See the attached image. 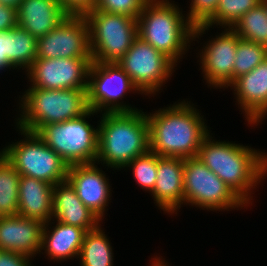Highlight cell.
<instances>
[{
	"label": "cell",
	"instance_id": "6da1fadb",
	"mask_svg": "<svg viewBox=\"0 0 267 266\" xmlns=\"http://www.w3.org/2000/svg\"><path fill=\"white\" fill-rule=\"evenodd\" d=\"M190 101L176 102L146 114L150 151L161 157H197L203 140L210 134L205 119Z\"/></svg>",
	"mask_w": 267,
	"mask_h": 266
},
{
	"label": "cell",
	"instance_id": "7a4b0ae2",
	"mask_svg": "<svg viewBox=\"0 0 267 266\" xmlns=\"http://www.w3.org/2000/svg\"><path fill=\"white\" fill-rule=\"evenodd\" d=\"M211 138L209 134L203 140L197 157L249 206L251 190L267 176V153Z\"/></svg>",
	"mask_w": 267,
	"mask_h": 266
},
{
	"label": "cell",
	"instance_id": "3957f363",
	"mask_svg": "<svg viewBox=\"0 0 267 266\" xmlns=\"http://www.w3.org/2000/svg\"><path fill=\"white\" fill-rule=\"evenodd\" d=\"M98 123V153L95 163L123 169L150 150L149 124L142 110L107 112Z\"/></svg>",
	"mask_w": 267,
	"mask_h": 266
},
{
	"label": "cell",
	"instance_id": "277c9868",
	"mask_svg": "<svg viewBox=\"0 0 267 266\" xmlns=\"http://www.w3.org/2000/svg\"><path fill=\"white\" fill-rule=\"evenodd\" d=\"M182 12L172 1L148 0L137 17L138 36L176 66L188 51L193 33V26Z\"/></svg>",
	"mask_w": 267,
	"mask_h": 266
},
{
	"label": "cell",
	"instance_id": "5b68a950",
	"mask_svg": "<svg viewBox=\"0 0 267 266\" xmlns=\"http://www.w3.org/2000/svg\"><path fill=\"white\" fill-rule=\"evenodd\" d=\"M16 120L17 127L37 132L42 126L62 123L85 114L87 89L46 90L29 87L22 97Z\"/></svg>",
	"mask_w": 267,
	"mask_h": 266
},
{
	"label": "cell",
	"instance_id": "8992f818",
	"mask_svg": "<svg viewBox=\"0 0 267 266\" xmlns=\"http://www.w3.org/2000/svg\"><path fill=\"white\" fill-rule=\"evenodd\" d=\"M92 61L118 63L138 37L137 19L98 9L85 12Z\"/></svg>",
	"mask_w": 267,
	"mask_h": 266
},
{
	"label": "cell",
	"instance_id": "52a82bcc",
	"mask_svg": "<svg viewBox=\"0 0 267 266\" xmlns=\"http://www.w3.org/2000/svg\"><path fill=\"white\" fill-rule=\"evenodd\" d=\"M17 128L24 139L12 142L0 152L19 174L46 181L53 186L66 181L68 163L35 132Z\"/></svg>",
	"mask_w": 267,
	"mask_h": 266
},
{
	"label": "cell",
	"instance_id": "ba28073f",
	"mask_svg": "<svg viewBox=\"0 0 267 266\" xmlns=\"http://www.w3.org/2000/svg\"><path fill=\"white\" fill-rule=\"evenodd\" d=\"M94 113L89 109L78 118L42 126L36 134L68 165L93 163L98 153V127L94 128L86 118Z\"/></svg>",
	"mask_w": 267,
	"mask_h": 266
},
{
	"label": "cell",
	"instance_id": "9c48e42d",
	"mask_svg": "<svg viewBox=\"0 0 267 266\" xmlns=\"http://www.w3.org/2000/svg\"><path fill=\"white\" fill-rule=\"evenodd\" d=\"M184 203L203 210L229 211L247 205L198 157L184 159Z\"/></svg>",
	"mask_w": 267,
	"mask_h": 266
},
{
	"label": "cell",
	"instance_id": "30bf717a",
	"mask_svg": "<svg viewBox=\"0 0 267 266\" xmlns=\"http://www.w3.org/2000/svg\"><path fill=\"white\" fill-rule=\"evenodd\" d=\"M132 91L143 94L118 63L91 62L88 72L87 105L96 114L102 111L107 113L140 110L119 102Z\"/></svg>",
	"mask_w": 267,
	"mask_h": 266
},
{
	"label": "cell",
	"instance_id": "8fae6325",
	"mask_svg": "<svg viewBox=\"0 0 267 266\" xmlns=\"http://www.w3.org/2000/svg\"><path fill=\"white\" fill-rule=\"evenodd\" d=\"M132 82L146 96L156 95L175 72V64L139 36L118 62Z\"/></svg>",
	"mask_w": 267,
	"mask_h": 266
},
{
	"label": "cell",
	"instance_id": "7c38bea8",
	"mask_svg": "<svg viewBox=\"0 0 267 266\" xmlns=\"http://www.w3.org/2000/svg\"><path fill=\"white\" fill-rule=\"evenodd\" d=\"M92 58L89 27L83 14H69L53 30L37 39V58Z\"/></svg>",
	"mask_w": 267,
	"mask_h": 266
},
{
	"label": "cell",
	"instance_id": "4fadbf2b",
	"mask_svg": "<svg viewBox=\"0 0 267 266\" xmlns=\"http://www.w3.org/2000/svg\"><path fill=\"white\" fill-rule=\"evenodd\" d=\"M92 58L38 59L25 70L30 87L46 90L87 89Z\"/></svg>",
	"mask_w": 267,
	"mask_h": 266
},
{
	"label": "cell",
	"instance_id": "5bb4252c",
	"mask_svg": "<svg viewBox=\"0 0 267 266\" xmlns=\"http://www.w3.org/2000/svg\"><path fill=\"white\" fill-rule=\"evenodd\" d=\"M222 33L207 41L200 50V63L204 79L210 87L228 88L233 82V66L239 35L225 27Z\"/></svg>",
	"mask_w": 267,
	"mask_h": 266
},
{
	"label": "cell",
	"instance_id": "9a60e30c",
	"mask_svg": "<svg viewBox=\"0 0 267 266\" xmlns=\"http://www.w3.org/2000/svg\"><path fill=\"white\" fill-rule=\"evenodd\" d=\"M105 172L93 163L72 164L68 167L67 180L75 188L83 204L101 221L111 197V186Z\"/></svg>",
	"mask_w": 267,
	"mask_h": 266
},
{
	"label": "cell",
	"instance_id": "2e32d148",
	"mask_svg": "<svg viewBox=\"0 0 267 266\" xmlns=\"http://www.w3.org/2000/svg\"><path fill=\"white\" fill-rule=\"evenodd\" d=\"M248 124L258 125L267 115V57L252 71L230 85Z\"/></svg>",
	"mask_w": 267,
	"mask_h": 266
},
{
	"label": "cell",
	"instance_id": "e0dca14e",
	"mask_svg": "<svg viewBox=\"0 0 267 266\" xmlns=\"http://www.w3.org/2000/svg\"><path fill=\"white\" fill-rule=\"evenodd\" d=\"M184 159L157 155V178L152 193L156 206L168 214H177L184 204Z\"/></svg>",
	"mask_w": 267,
	"mask_h": 266
},
{
	"label": "cell",
	"instance_id": "ac0fdd59",
	"mask_svg": "<svg viewBox=\"0 0 267 266\" xmlns=\"http://www.w3.org/2000/svg\"><path fill=\"white\" fill-rule=\"evenodd\" d=\"M43 226L40 220L19 215L0 216V250L36 257V254L42 252Z\"/></svg>",
	"mask_w": 267,
	"mask_h": 266
},
{
	"label": "cell",
	"instance_id": "d6986e66",
	"mask_svg": "<svg viewBox=\"0 0 267 266\" xmlns=\"http://www.w3.org/2000/svg\"><path fill=\"white\" fill-rule=\"evenodd\" d=\"M16 13L17 25L36 39L49 33L69 15L58 0H22Z\"/></svg>",
	"mask_w": 267,
	"mask_h": 266
},
{
	"label": "cell",
	"instance_id": "ffe728a7",
	"mask_svg": "<svg viewBox=\"0 0 267 266\" xmlns=\"http://www.w3.org/2000/svg\"><path fill=\"white\" fill-rule=\"evenodd\" d=\"M52 219L83 228L95 229L101 220L78 197L75 188L66 180L53 189Z\"/></svg>",
	"mask_w": 267,
	"mask_h": 266
},
{
	"label": "cell",
	"instance_id": "44dd1931",
	"mask_svg": "<svg viewBox=\"0 0 267 266\" xmlns=\"http://www.w3.org/2000/svg\"><path fill=\"white\" fill-rule=\"evenodd\" d=\"M54 186L46 181L21 175L18 190V215L43 223L52 221Z\"/></svg>",
	"mask_w": 267,
	"mask_h": 266
},
{
	"label": "cell",
	"instance_id": "7402d4cb",
	"mask_svg": "<svg viewBox=\"0 0 267 266\" xmlns=\"http://www.w3.org/2000/svg\"><path fill=\"white\" fill-rule=\"evenodd\" d=\"M55 222L53 227H49L53 222L44 223L40 250H44L51 261L78 258L86 231L57 220Z\"/></svg>",
	"mask_w": 267,
	"mask_h": 266
},
{
	"label": "cell",
	"instance_id": "603a6c76",
	"mask_svg": "<svg viewBox=\"0 0 267 266\" xmlns=\"http://www.w3.org/2000/svg\"><path fill=\"white\" fill-rule=\"evenodd\" d=\"M5 56L8 60V69L26 68L34 63L37 58V39L27 30L16 25L5 31ZM19 67V68H18Z\"/></svg>",
	"mask_w": 267,
	"mask_h": 266
},
{
	"label": "cell",
	"instance_id": "cb8c5ba5",
	"mask_svg": "<svg viewBox=\"0 0 267 266\" xmlns=\"http://www.w3.org/2000/svg\"><path fill=\"white\" fill-rule=\"evenodd\" d=\"M100 225L85 233L78 257L81 266H113L112 246Z\"/></svg>",
	"mask_w": 267,
	"mask_h": 266
},
{
	"label": "cell",
	"instance_id": "d4e9b609",
	"mask_svg": "<svg viewBox=\"0 0 267 266\" xmlns=\"http://www.w3.org/2000/svg\"><path fill=\"white\" fill-rule=\"evenodd\" d=\"M261 0H220L215 14L204 24L193 27L192 41L205 34L216 24L219 27L232 28L233 25L251 8L256 7Z\"/></svg>",
	"mask_w": 267,
	"mask_h": 266
},
{
	"label": "cell",
	"instance_id": "484cf974",
	"mask_svg": "<svg viewBox=\"0 0 267 266\" xmlns=\"http://www.w3.org/2000/svg\"><path fill=\"white\" fill-rule=\"evenodd\" d=\"M21 175L0 152V216L18 215V190Z\"/></svg>",
	"mask_w": 267,
	"mask_h": 266
},
{
	"label": "cell",
	"instance_id": "4316f807",
	"mask_svg": "<svg viewBox=\"0 0 267 266\" xmlns=\"http://www.w3.org/2000/svg\"><path fill=\"white\" fill-rule=\"evenodd\" d=\"M232 29L241 39L267 47V11L262 2L240 17Z\"/></svg>",
	"mask_w": 267,
	"mask_h": 266
},
{
	"label": "cell",
	"instance_id": "83f0119b",
	"mask_svg": "<svg viewBox=\"0 0 267 266\" xmlns=\"http://www.w3.org/2000/svg\"><path fill=\"white\" fill-rule=\"evenodd\" d=\"M266 57V46L239 38L233 66V81L252 71Z\"/></svg>",
	"mask_w": 267,
	"mask_h": 266
},
{
	"label": "cell",
	"instance_id": "f1b7e54d",
	"mask_svg": "<svg viewBox=\"0 0 267 266\" xmlns=\"http://www.w3.org/2000/svg\"><path fill=\"white\" fill-rule=\"evenodd\" d=\"M132 168L133 176L138 186H141L149 193L153 190L157 178V154L148 151L147 153L137 156L126 166Z\"/></svg>",
	"mask_w": 267,
	"mask_h": 266
},
{
	"label": "cell",
	"instance_id": "f546056e",
	"mask_svg": "<svg viewBox=\"0 0 267 266\" xmlns=\"http://www.w3.org/2000/svg\"><path fill=\"white\" fill-rule=\"evenodd\" d=\"M148 0H96L93 9L123 14L137 19Z\"/></svg>",
	"mask_w": 267,
	"mask_h": 266
},
{
	"label": "cell",
	"instance_id": "4dcf8cb0",
	"mask_svg": "<svg viewBox=\"0 0 267 266\" xmlns=\"http://www.w3.org/2000/svg\"><path fill=\"white\" fill-rule=\"evenodd\" d=\"M220 0H191L190 10L186 14L193 26L204 25L216 12Z\"/></svg>",
	"mask_w": 267,
	"mask_h": 266
},
{
	"label": "cell",
	"instance_id": "1f68e13d",
	"mask_svg": "<svg viewBox=\"0 0 267 266\" xmlns=\"http://www.w3.org/2000/svg\"><path fill=\"white\" fill-rule=\"evenodd\" d=\"M30 259V256L21 253L0 250V266H32Z\"/></svg>",
	"mask_w": 267,
	"mask_h": 266
},
{
	"label": "cell",
	"instance_id": "d6a6232c",
	"mask_svg": "<svg viewBox=\"0 0 267 266\" xmlns=\"http://www.w3.org/2000/svg\"><path fill=\"white\" fill-rule=\"evenodd\" d=\"M69 14H84L95 6L96 0H58Z\"/></svg>",
	"mask_w": 267,
	"mask_h": 266
},
{
	"label": "cell",
	"instance_id": "836d02e7",
	"mask_svg": "<svg viewBox=\"0 0 267 266\" xmlns=\"http://www.w3.org/2000/svg\"><path fill=\"white\" fill-rule=\"evenodd\" d=\"M17 25L16 9L0 4V32L9 31Z\"/></svg>",
	"mask_w": 267,
	"mask_h": 266
},
{
	"label": "cell",
	"instance_id": "e575fe53",
	"mask_svg": "<svg viewBox=\"0 0 267 266\" xmlns=\"http://www.w3.org/2000/svg\"><path fill=\"white\" fill-rule=\"evenodd\" d=\"M5 32H0V71L8 69V60L5 56Z\"/></svg>",
	"mask_w": 267,
	"mask_h": 266
},
{
	"label": "cell",
	"instance_id": "d590c367",
	"mask_svg": "<svg viewBox=\"0 0 267 266\" xmlns=\"http://www.w3.org/2000/svg\"><path fill=\"white\" fill-rule=\"evenodd\" d=\"M22 0H0V4L13 7L17 9Z\"/></svg>",
	"mask_w": 267,
	"mask_h": 266
},
{
	"label": "cell",
	"instance_id": "8d00e7d4",
	"mask_svg": "<svg viewBox=\"0 0 267 266\" xmlns=\"http://www.w3.org/2000/svg\"><path fill=\"white\" fill-rule=\"evenodd\" d=\"M153 262L150 266H169L167 263H165V260L164 258L162 259V257H155V258H152ZM162 259V260H161Z\"/></svg>",
	"mask_w": 267,
	"mask_h": 266
},
{
	"label": "cell",
	"instance_id": "74e56055",
	"mask_svg": "<svg viewBox=\"0 0 267 266\" xmlns=\"http://www.w3.org/2000/svg\"><path fill=\"white\" fill-rule=\"evenodd\" d=\"M262 4L265 6V9L267 11V0H261Z\"/></svg>",
	"mask_w": 267,
	"mask_h": 266
}]
</instances>
